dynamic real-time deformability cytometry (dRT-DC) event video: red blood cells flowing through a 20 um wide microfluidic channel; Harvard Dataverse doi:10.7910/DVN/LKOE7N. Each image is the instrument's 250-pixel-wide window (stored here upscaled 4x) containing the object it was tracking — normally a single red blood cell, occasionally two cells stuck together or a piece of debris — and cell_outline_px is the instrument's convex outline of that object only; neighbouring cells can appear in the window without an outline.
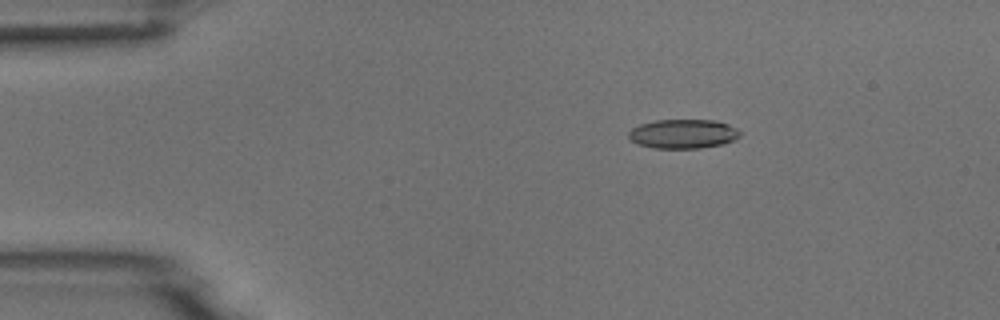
{"species": "common noctule bat (a hibernating species)", "species_latin": "Nyctalus noctula", "temperature_condition": "room temperature", "stored_images_in_passage": 5, "camera_frame_rate_fps": 3000, "um_per_image_px": 0.085, "animal": {"sex": "male", "body_mass_g": 18.8}, "frame": {"image": 1, "passage_image": 3, "time_ms": 2.0, "image_size_px": [1000, 320], "cell_outline_px": [[740, 136], [724, 144], [700, 148], [656, 148], [636, 144], [628, 136], [628, 132], [632, 128], [640, 124], [656, 120], [716, 120], [728, 124], [736, 128], [740, 132]], "centroid_in_image_um": [58.06, 11.37], "position_along_channel_um": 26.9, "area_um2": 18.96}}
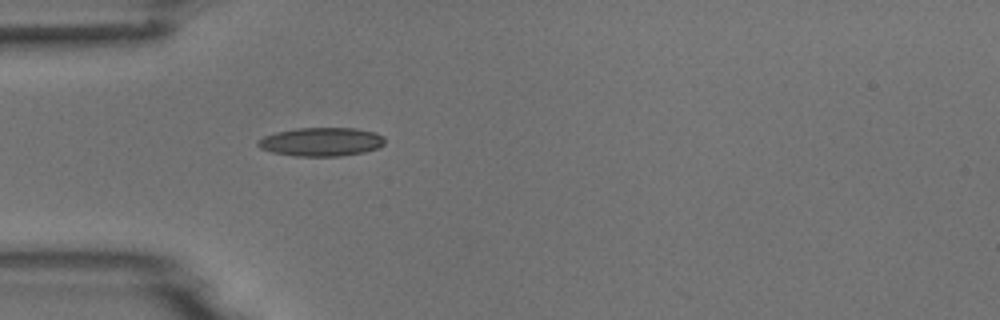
{"frame": {"image": 2, "passage_image": 5, "time_ms": 4.333, "image_size_px": [1000, 320], "cell_outline_px": [[384, 144], [380, 148], [364, 152], [340, 156], [296, 156], [272, 152], [260, 148], [256, 144], [256, 140], [264, 136], [276, 132], [296, 128], [356, 128], [376, 132], [384, 136]], "centroid_in_image_um": [27.32, 12.05], "position_along_channel_um": 57.7, "area_um2": 21.39}}